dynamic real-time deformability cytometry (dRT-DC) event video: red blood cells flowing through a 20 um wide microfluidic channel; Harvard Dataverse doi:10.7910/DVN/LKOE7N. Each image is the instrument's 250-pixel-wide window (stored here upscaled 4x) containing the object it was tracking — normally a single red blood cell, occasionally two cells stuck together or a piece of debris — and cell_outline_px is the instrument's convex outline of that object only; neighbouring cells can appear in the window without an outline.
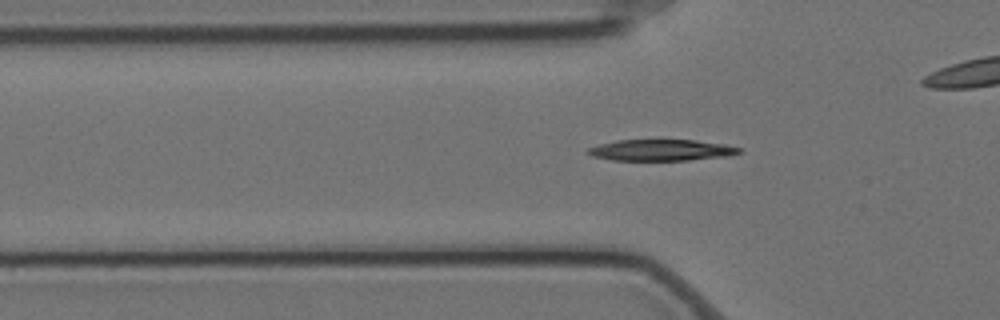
{"species": "Egyptian fruit bat (a non-hibernating species)", "species_latin": "Rousettus aegyptiacus", "temperature_condition": "cold", "stored_images_in_passage": 42, "camera_frame_rate_fps": 3000, "um_per_image_px": 0.085, "animal": {"sex": "female"}, "frame": {"image": 1, "passage_image": 2, "time_ms": 0.333, "image_size_px": [1000, 320], "cell_outline_px": [[740, 152], [728, 156], [688, 160], [612, 160], [592, 156], [584, 152], [588, 148], [600, 144], [616, 140], [696, 140], [724, 144], [740, 148]], "centroid_in_image_um": [56.16, 12.76], "position_along_channel_um": 69.6, "area_um2": 18.67}}
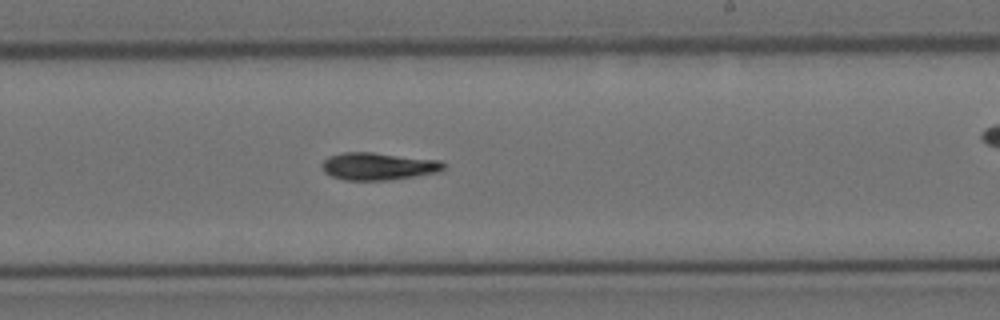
{"frame": {"image": 2, "passage_image": 18, "time_ms": 5.667, "image_size_px": [1000, 320], "cell_outline_px": [[444, 168], [440, 172], [416, 176], [388, 180], [344, 180], [332, 176], [324, 172], [320, 168], [320, 164], [328, 156], [344, 152], [372, 152], [440, 160], [444, 164]], "centroid_in_image_um": [32.12, 14.13], "position_along_channel_um": 256.9, "area_um2": 19.59}}
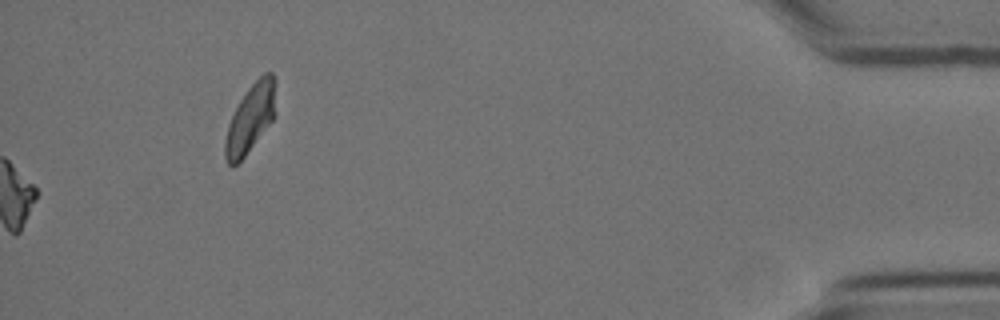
{"frame": {"image": 3, "passage_image": 42, "time_ms": 13.667, "image_size_px": [1000, 320], "cell_outline_px": [[276, 116], [244, 156], [236, 164], [228, 164], [224, 156], [224, 140], [228, 124], [240, 100], [248, 88], [264, 72], [272, 72], [276, 80]], "centroid_in_image_um": [21.32, 10.01], "position_along_channel_um": 413.9, "area_um2": 20.23}}